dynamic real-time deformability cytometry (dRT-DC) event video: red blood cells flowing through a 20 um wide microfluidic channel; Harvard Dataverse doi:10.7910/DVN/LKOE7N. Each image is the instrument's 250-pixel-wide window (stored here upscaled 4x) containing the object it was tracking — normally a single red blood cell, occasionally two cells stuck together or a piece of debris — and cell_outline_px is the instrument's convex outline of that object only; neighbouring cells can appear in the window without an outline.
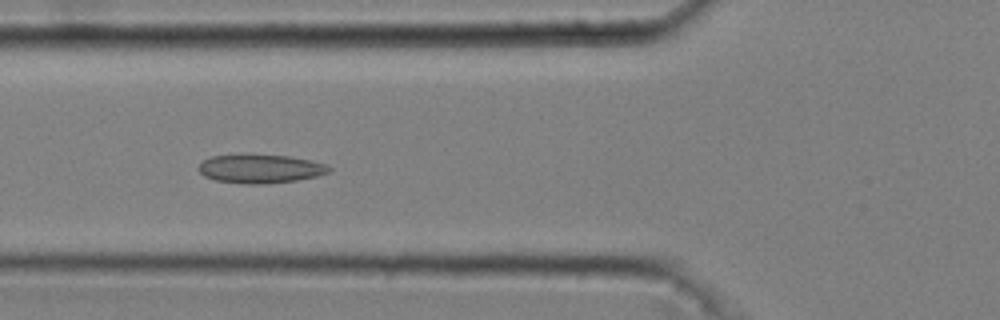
{"species": "common noctule bat (a hibernating species)", "species_latin": "Nyctalus noctula", "temperature_condition": "cold", "stored_images_in_passage": 52, "camera_frame_rate_fps": 3000, "um_per_image_px": 0.085, "animal": {"sex": "male", "body_mass_g": 20.4}, "frame": {"image": 1, "passage_image": 20, "time_ms": 6.333, "image_size_px": [1000, 320], "cell_outline_px": [[332, 172], [316, 176], [296, 180], [264, 184], [248, 184], [216, 180], [204, 176], [196, 168], [204, 160], [212, 156], [240, 152], [288, 156], [312, 160], [328, 164], [332, 168]], "centroid_in_image_um": [22.13, 14.3], "position_along_channel_um": 103.7, "area_um2": 22.54}}
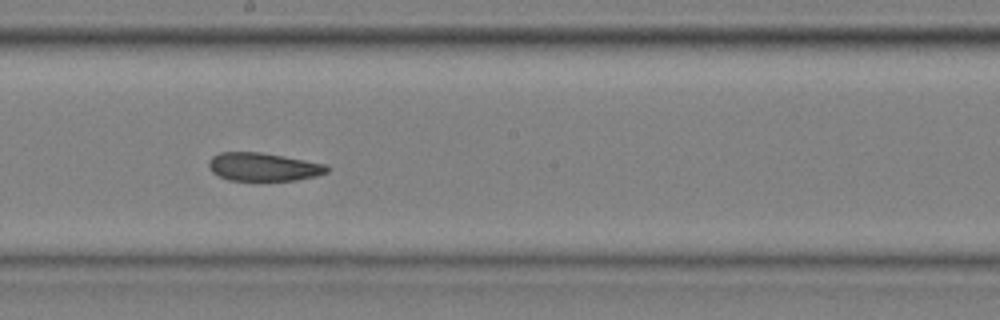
{"frame": {"image": 2, "passage_image": 30, "time_ms": 9.667, "image_size_px": [1000, 320], "cell_outline_px": [[332, 168], [328, 172], [316, 176], [296, 180], [228, 180], [212, 172], [208, 168], [208, 160], [212, 156], [220, 152], [260, 152], [284, 156], [324, 164]], "centroid_in_image_um": [22.37, 14.18], "position_along_channel_um": 225.8, "area_um2": 19.48}}
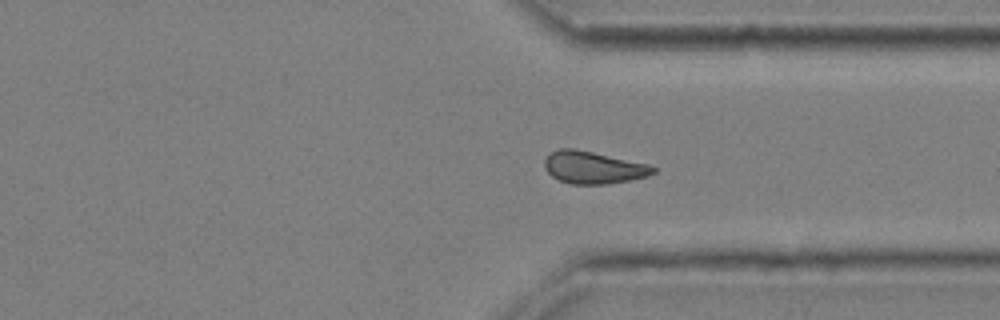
{"frame": {"image": 3, "passage_image": 41, "time_ms": 13.333, "image_size_px": [1000, 320], "cell_outline_px": [[656, 172], [648, 176], [608, 184], [572, 184], [560, 180], [552, 176], [544, 168], [544, 160], [552, 152], [560, 148], [572, 148], [592, 152], [648, 164], [656, 168]], "centroid_in_image_um": [50.43, 14.24], "position_along_channel_um": 361.0, "area_um2": 20.23}, "authors_computed_cell_mechanics": {"area_um2": 21.0103, "velocity_mm_per_s": 3.6749, "shape_relaxation_time_tau1_ms": null, "shape_relaxation_time_tau2_ms": 2.41, "deformation_change_tau1": null, "deformation_change_tau2": 0.0738}}